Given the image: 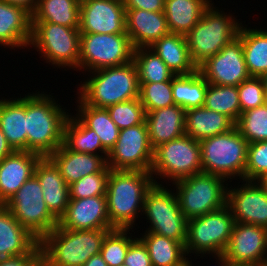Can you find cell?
Wrapping results in <instances>:
<instances>
[{"label":"cell","instance_id":"1","mask_svg":"<svg viewBox=\"0 0 267 266\" xmlns=\"http://www.w3.org/2000/svg\"><path fill=\"white\" fill-rule=\"evenodd\" d=\"M50 93L45 89L26 94L27 151L42 157H48L63 144L64 126L71 110Z\"/></svg>","mask_w":267,"mask_h":266},{"label":"cell","instance_id":"2","mask_svg":"<svg viewBox=\"0 0 267 266\" xmlns=\"http://www.w3.org/2000/svg\"><path fill=\"white\" fill-rule=\"evenodd\" d=\"M154 183L151 172L110 169L106 197L108 217L114 228L136 229L137 220L143 217L146 193Z\"/></svg>","mask_w":267,"mask_h":266},{"label":"cell","instance_id":"3","mask_svg":"<svg viewBox=\"0 0 267 266\" xmlns=\"http://www.w3.org/2000/svg\"><path fill=\"white\" fill-rule=\"evenodd\" d=\"M85 74L88 77L76 85L77 94L74 95L86 105L107 108L139 98L138 72L133 60L120 66L106 67Z\"/></svg>","mask_w":267,"mask_h":266},{"label":"cell","instance_id":"4","mask_svg":"<svg viewBox=\"0 0 267 266\" xmlns=\"http://www.w3.org/2000/svg\"><path fill=\"white\" fill-rule=\"evenodd\" d=\"M113 229L70 230L58 225L40 241L43 265L83 266L100 254L106 234Z\"/></svg>","mask_w":267,"mask_h":266},{"label":"cell","instance_id":"5","mask_svg":"<svg viewBox=\"0 0 267 266\" xmlns=\"http://www.w3.org/2000/svg\"><path fill=\"white\" fill-rule=\"evenodd\" d=\"M221 9L212 1L198 23L185 35L189 55L197 68L238 37L244 21L236 19L235 13H230L232 10Z\"/></svg>","mask_w":267,"mask_h":266},{"label":"cell","instance_id":"6","mask_svg":"<svg viewBox=\"0 0 267 266\" xmlns=\"http://www.w3.org/2000/svg\"><path fill=\"white\" fill-rule=\"evenodd\" d=\"M79 28H68L50 22H32V36L28 51H37L44 63L65 71H79ZM57 69H56V68Z\"/></svg>","mask_w":267,"mask_h":266},{"label":"cell","instance_id":"7","mask_svg":"<svg viewBox=\"0 0 267 266\" xmlns=\"http://www.w3.org/2000/svg\"><path fill=\"white\" fill-rule=\"evenodd\" d=\"M199 142L203 173L221 176L229 182L244 179L249 143L236 126Z\"/></svg>","mask_w":267,"mask_h":266},{"label":"cell","instance_id":"8","mask_svg":"<svg viewBox=\"0 0 267 266\" xmlns=\"http://www.w3.org/2000/svg\"><path fill=\"white\" fill-rule=\"evenodd\" d=\"M156 184L167 185L202 172L200 142L184 134L154 149L150 170ZM160 180V181H159ZM162 180V181H161Z\"/></svg>","mask_w":267,"mask_h":266},{"label":"cell","instance_id":"9","mask_svg":"<svg viewBox=\"0 0 267 266\" xmlns=\"http://www.w3.org/2000/svg\"><path fill=\"white\" fill-rule=\"evenodd\" d=\"M168 185L175 190L180 210L188 220L227 205L229 181L221 176L201 172Z\"/></svg>","mask_w":267,"mask_h":266},{"label":"cell","instance_id":"10","mask_svg":"<svg viewBox=\"0 0 267 266\" xmlns=\"http://www.w3.org/2000/svg\"><path fill=\"white\" fill-rule=\"evenodd\" d=\"M167 186L154 183L147 191L142 214L145 216L142 218L146 219L148 227L144 231L165 236L185 246L188 219L180 210L175 190L171 185Z\"/></svg>","mask_w":267,"mask_h":266},{"label":"cell","instance_id":"11","mask_svg":"<svg viewBox=\"0 0 267 266\" xmlns=\"http://www.w3.org/2000/svg\"><path fill=\"white\" fill-rule=\"evenodd\" d=\"M234 223L233 215L227 205L204 216L188 220L185 244L187 257L192 258L194 255V259L200 256L201 260H206L209 255L223 254Z\"/></svg>","mask_w":267,"mask_h":266},{"label":"cell","instance_id":"12","mask_svg":"<svg viewBox=\"0 0 267 266\" xmlns=\"http://www.w3.org/2000/svg\"><path fill=\"white\" fill-rule=\"evenodd\" d=\"M15 219L39 241L57 225L58 219L49 211L41 184L33 175L4 204Z\"/></svg>","mask_w":267,"mask_h":266},{"label":"cell","instance_id":"13","mask_svg":"<svg viewBox=\"0 0 267 266\" xmlns=\"http://www.w3.org/2000/svg\"><path fill=\"white\" fill-rule=\"evenodd\" d=\"M133 52L128 34L81 33L79 72L85 77V72L126 64Z\"/></svg>","mask_w":267,"mask_h":266},{"label":"cell","instance_id":"14","mask_svg":"<svg viewBox=\"0 0 267 266\" xmlns=\"http://www.w3.org/2000/svg\"><path fill=\"white\" fill-rule=\"evenodd\" d=\"M154 149L149 142L146 121L119 131L115 145L108 152L107 166L112 170L150 172Z\"/></svg>","mask_w":267,"mask_h":266},{"label":"cell","instance_id":"15","mask_svg":"<svg viewBox=\"0 0 267 266\" xmlns=\"http://www.w3.org/2000/svg\"><path fill=\"white\" fill-rule=\"evenodd\" d=\"M237 181V186L229 182L227 191V206L234 222L267 228V191L263 184L258 180Z\"/></svg>","mask_w":267,"mask_h":266},{"label":"cell","instance_id":"16","mask_svg":"<svg viewBox=\"0 0 267 266\" xmlns=\"http://www.w3.org/2000/svg\"><path fill=\"white\" fill-rule=\"evenodd\" d=\"M198 71L209 84L238 86L251 77L248 72L241 40L225 45L217 54L208 58Z\"/></svg>","mask_w":267,"mask_h":266},{"label":"cell","instance_id":"17","mask_svg":"<svg viewBox=\"0 0 267 266\" xmlns=\"http://www.w3.org/2000/svg\"><path fill=\"white\" fill-rule=\"evenodd\" d=\"M267 253V228L235 222L223 255L233 264L263 266Z\"/></svg>","mask_w":267,"mask_h":266},{"label":"cell","instance_id":"18","mask_svg":"<svg viewBox=\"0 0 267 266\" xmlns=\"http://www.w3.org/2000/svg\"><path fill=\"white\" fill-rule=\"evenodd\" d=\"M124 2L117 0H81L80 33L127 34Z\"/></svg>","mask_w":267,"mask_h":266},{"label":"cell","instance_id":"19","mask_svg":"<svg viewBox=\"0 0 267 266\" xmlns=\"http://www.w3.org/2000/svg\"><path fill=\"white\" fill-rule=\"evenodd\" d=\"M58 226L70 230L115 229L108 217L106 195L70 199Z\"/></svg>","mask_w":267,"mask_h":266},{"label":"cell","instance_id":"20","mask_svg":"<svg viewBox=\"0 0 267 266\" xmlns=\"http://www.w3.org/2000/svg\"><path fill=\"white\" fill-rule=\"evenodd\" d=\"M41 158L31 151H13L0 161V204H5L34 175Z\"/></svg>","mask_w":267,"mask_h":266},{"label":"cell","instance_id":"21","mask_svg":"<svg viewBox=\"0 0 267 266\" xmlns=\"http://www.w3.org/2000/svg\"><path fill=\"white\" fill-rule=\"evenodd\" d=\"M31 36L32 14L0 0V47L23 51L29 47Z\"/></svg>","mask_w":267,"mask_h":266},{"label":"cell","instance_id":"22","mask_svg":"<svg viewBox=\"0 0 267 266\" xmlns=\"http://www.w3.org/2000/svg\"><path fill=\"white\" fill-rule=\"evenodd\" d=\"M126 10V33L133 48H149L169 33L164 12L141 9Z\"/></svg>","mask_w":267,"mask_h":266},{"label":"cell","instance_id":"23","mask_svg":"<svg viewBox=\"0 0 267 266\" xmlns=\"http://www.w3.org/2000/svg\"><path fill=\"white\" fill-rule=\"evenodd\" d=\"M107 156L74 152L62 144L48 158L70 185L86 175L101 172L107 166Z\"/></svg>","mask_w":267,"mask_h":266},{"label":"cell","instance_id":"24","mask_svg":"<svg viewBox=\"0 0 267 266\" xmlns=\"http://www.w3.org/2000/svg\"><path fill=\"white\" fill-rule=\"evenodd\" d=\"M34 175L41 184L43 198L49 211L59 220L65 214L70 200L69 185L48 157L39 160Z\"/></svg>","mask_w":267,"mask_h":266},{"label":"cell","instance_id":"25","mask_svg":"<svg viewBox=\"0 0 267 266\" xmlns=\"http://www.w3.org/2000/svg\"><path fill=\"white\" fill-rule=\"evenodd\" d=\"M19 95L0 96V129L14 151H27L26 94Z\"/></svg>","mask_w":267,"mask_h":266},{"label":"cell","instance_id":"26","mask_svg":"<svg viewBox=\"0 0 267 266\" xmlns=\"http://www.w3.org/2000/svg\"><path fill=\"white\" fill-rule=\"evenodd\" d=\"M185 113L186 110L176 104L146 112L145 121L153 149L185 134Z\"/></svg>","mask_w":267,"mask_h":266},{"label":"cell","instance_id":"27","mask_svg":"<svg viewBox=\"0 0 267 266\" xmlns=\"http://www.w3.org/2000/svg\"><path fill=\"white\" fill-rule=\"evenodd\" d=\"M39 240L0 204V259L28 254Z\"/></svg>","mask_w":267,"mask_h":266},{"label":"cell","instance_id":"28","mask_svg":"<svg viewBox=\"0 0 267 266\" xmlns=\"http://www.w3.org/2000/svg\"><path fill=\"white\" fill-rule=\"evenodd\" d=\"M177 75H190L198 68L189 55L185 35L168 33L149 47Z\"/></svg>","mask_w":267,"mask_h":266},{"label":"cell","instance_id":"29","mask_svg":"<svg viewBox=\"0 0 267 266\" xmlns=\"http://www.w3.org/2000/svg\"><path fill=\"white\" fill-rule=\"evenodd\" d=\"M234 126L227 116L204 106L185 113L184 132L197 141L228 132Z\"/></svg>","mask_w":267,"mask_h":266},{"label":"cell","instance_id":"30","mask_svg":"<svg viewBox=\"0 0 267 266\" xmlns=\"http://www.w3.org/2000/svg\"><path fill=\"white\" fill-rule=\"evenodd\" d=\"M213 0H165L164 15L170 33L186 35Z\"/></svg>","mask_w":267,"mask_h":266},{"label":"cell","instance_id":"31","mask_svg":"<svg viewBox=\"0 0 267 266\" xmlns=\"http://www.w3.org/2000/svg\"><path fill=\"white\" fill-rule=\"evenodd\" d=\"M242 24L238 38L242 42L243 54L251 76L262 77L267 73V29L253 28ZM248 27V28H247Z\"/></svg>","mask_w":267,"mask_h":266},{"label":"cell","instance_id":"32","mask_svg":"<svg viewBox=\"0 0 267 266\" xmlns=\"http://www.w3.org/2000/svg\"><path fill=\"white\" fill-rule=\"evenodd\" d=\"M142 233L138 237L148 249L152 266H187L188 257L182 243L159 234Z\"/></svg>","mask_w":267,"mask_h":266},{"label":"cell","instance_id":"33","mask_svg":"<svg viewBox=\"0 0 267 266\" xmlns=\"http://www.w3.org/2000/svg\"><path fill=\"white\" fill-rule=\"evenodd\" d=\"M75 115L99 136L102 146L109 152L119 137L120 129L111 119L107 108L86 105L78 96Z\"/></svg>","mask_w":267,"mask_h":266},{"label":"cell","instance_id":"34","mask_svg":"<svg viewBox=\"0 0 267 266\" xmlns=\"http://www.w3.org/2000/svg\"><path fill=\"white\" fill-rule=\"evenodd\" d=\"M70 112L64 126L63 144L74 152L108 155L99 136L88 128L76 115ZM74 114V115H73Z\"/></svg>","mask_w":267,"mask_h":266},{"label":"cell","instance_id":"35","mask_svg":"<svg viewBox=\"0 0 267 266\" xmlns=\"http://www.w3.org/2000/svg\"><path fill=\"white\" fill-rule=\"evenodd\" d=\"M81 0H38L32 22H50L79 28Z\"/></svg>","mask_w":267,"mask_h":266},{"label":"cell","instance_id":"36","mask_svg":"<svg viewBox=\"0 0 267 266\" xmlns=\"http://www.w3.org/2000/svg\"><path fill=\"white\" fill-rule=\"evenodd\" d=\"M208 82L197 70L190 75H177L172 79V94L176 105L185 110L203 107Z\"/></svg>","mask_w":267,"mask_h":266},{"label":"cell","instance_id":"37","mask_svg":"<svg viewBox=\"0 0 267 266\" xmlns=\"http://www.w3.org/2000/svg\"><path fill=\"white\" fill-rule=\"evenodd\" d=\"M133 62L137 68L139 83L172 81L176 76L150 48H135Z\"/></svg>","mask_w":267,"mask_h":266},{"label":"cell","instance_id":"38","mask_svg":"<svg viewBox=\"0 0 267 266\" xmlns=\"http://www.w3.org/2000/svg\"><path fill=\"white\" fill-rule=\"evenodd\" d=\"M204 107L227 116L236 124L241 114L237 86L208 83Z\"/></svg>","mask_w":267,"mask_h":266},{"label":"cell","instance_id":"39","mask_svg":"<svg viewBox=\"0 0 267 266\" xmlns=\"http://www.w3.org/2000/svg\"><path fill=\"white\" fill-rule=\"evenodd\" d=\"M134 230L136 231L134 232ZM131 232H134V234ZM137 232V229L115 228L106 234L102 242L100 255L108 266L124 265L129 246L138 237V234L135 235Z\"/></svg>","mask_w":267,"mask_h":266},{"label":"cell","instance_id":"40","mask_svg":"<svg viewBox=\"0 0 267 266\" xmlns=\"http://www.w3.org/2000/svg\"><path fill=\"white\" fill-rule=\"evenodd\" d=\"M235 126L248 143L267 141V105L242 112Z\"/></svg>","mask_w":267,"mask_h":266},{"label":"cell","instance_id":"41","mask_svg":"<svg viewBox=\"0 0 267 266\" xmlns=\"http://www.w3.org/2000/svg\"><path fill=\"white\" fill-rule=\"evenodd\" d=\"M139 85V99L146 112L175 104L172 94V81L139 83Z\"/></svg>","mask_w":267,"mask_h":266},{"label":"cell","instance_id":"42","mask_svg":"<svg viewBox=\"0 0 267 266\" xmlns=\"http://www.w3.org/2000/svg\"><path fill=\"white\" fill-rule=\"evenodd\" d=\"M107 110L120 130L140 125L146 120V111L139 98L110 105Z\"/></svg>","mask_w":267,"mask_h":266},{"label":"cell","instance_id":"43","mask_svg":"<svg viewBox=\"0 0 267 266\" xmlns=\"http://www.w3.org/2000/svg\"><path fill=\"white\" fill-rule=\"evenodd\" d=\"M110 168L106 166L101 172L86 175L69 185L70 199H82L106 195Z\"/></svg>","mask_w":267,"mask_h":266},{"label":"cell","instance_id":"44","mask_svg":"<svg viewBox=\"0 0 267 266\" xmlns=\"http://www.w3.org/2000/svg\"><path fill=\"white\" fill-rule=\"evenodd\" d=\"M241 113L265 104V85L262 77L251 76L237 86Z\"/></svg>","mask_w":267,"mask_h":266},{"label":"cell","instance_id":"45","mask_svg":"<svg viewBox=\"0 0 267 266\" xmlns=\"http://www.w3.org/2000/svg\"><path fill=\"white\" fill-rule=\"evenodd\" d=\"M267 176V141L249 143L245 180H258Z\"/></svg>","mask_w":267,"mask_h":266},{"label":"cell","instance_id":"46","mask_svg":"<svg viewBox=\"0 0 267 266\" xmlns=\"http://www.w3.org/2000/svg\"><path fill=\"white\" fill-rule=\"evenodd\" d=\"M124 266H152L148 249L139 237L130 244Z\"/></svg>","mask_w":267,"mask_h":266},{"label":"cell","instance_id":"47","mask_svg":"<svg viewBox=\"0 0 267 266\" xmlns=\"http://www.w3.org/2000/svg\"><path fill=\"white\" fill-rule=\"evenodd\" d=\"M41 260V247L38 243L28 254L0 259V266H37Z\"/></svg>","mask_w":267,"mask_h":266},{"label":"cell","instance_id":"48","mask_svg":"<svg viewBox=\"0 0 267 266\" xmlns=\"http://www.w3.org/2000/svg\"><path fill=\"white\" fill-rule=\"evenodd\" d=\"M165 0H124L125 9H141L153 12L164 11Z\"/></svg>","mask_w":267,"mask_h":266},{"label":"cell","instance_id":"49","mask_svg":"<svg viewBox=\"0 0 267 266\" xmlns=\"http://www.w3.org/2000/svg\"><path fill=\"white\" fill-rule=\"evenodd\" d=\"M215 258V259H214ZM212 259H214L215 260V265L214 266H234L223 254H221V255H209V261L211 260L212 261V263H213V261L214 260H212ZM207 261H205V262H203L204 263V265L202 264H195V263H193V261H192V259H191V257L190 258H188V262H187V266H205V263H206ZM210 266H212L211 264H209ZM207 266V265H206Z\"/></svg>","mask_w":267,"mask_h":266},{"label":"cell","instance_id":"50","mask_svg":"<svg viewBox=\"0 0 267 266\" xmlns=\"http://www.w3.org/2000/svg\"><path fill=\"white\" fill-rule=\"evenodd\" d=\"M11 5L20 6L26 9L31 14L35 11L38 0H2Z\"/></svg>","mask_w":267,"mask_h":266},{"label":"cell","instance_id":"51","mask_svg":"<svg viewBox=\"0 0 267 266\" xmlns=\"http://www.w3.org/2000/svg\"><path fill=\"white\" fill-rule=\"evenodd\" d=\"M14 150L8 144L5 135L0 129V161L10 155Z\"/></svg>","mask_w":267,"mask_h":266},{"label":"cell","instance_id":"52","mask_svg":"<svg viewBox=\"0 0 267 266\" xmlns=\"http://www.w3.org/2000/svg\"><path fill=\"white\" fill-rule=\"evenodd\" d=\"M83 266H108L100 254L92 256Z\"/></svg>","mask_w":267,"mask_h":266},{"label":"cell","instance_id":"53","mask_svg":"<svg viewBox=\"0 0 267 266\" xmlns=\"http://www.w3.org/2000/svg\"><path fill=\"white\" fill-rule=\"evenodd\" d=\"M262 79L264 81V85H265V91L267 93V73H265L263 76H262Z\"/></svg>","mask_w":267,"mask_h":266},{"label":"cell","instance_id":"54","mask_svg":"<svg viewBox=\"0 0 267 266\" xmlns=\"http://www.w3.org/2000/svg\"><path fill=\"white\" fill-rule=\"evenodd\" d=\"M260 181L263 184L265 190L267 191V176L262 178Z\"/></svg>","mask_w":267,"mask_h":266},{"label":"cell","instance_id":"55","mask_svg":"<svg viewBox=\"0 0 267 266\" xmlns=\"http://www.w3.org/2000/svg\"><path fill=\"white\" fill-rule=\"evenodd\" d=\"M263 266H267V253H266V258H265V261L263 263Z\"/></svg>","mask_w":267,"mask_h":266},{"label":"cell","instance_id":"56","mask_svg":"<svg viewBox=\"0 0 267 266\" xmlns=\"http://www.w3.org/2000/svg\"><path fill=\"white\" fill-rule=\"evenodd\" d=\"M265 104L267 105V93L265 94Z\"/></svg>","mask_w":267,"mask_h":266},{"label":"cell","instance_id":"57","mask_svg":"<svg viewBox=\"0 0 267 266\" xmlns=\"http://www.w3.org/2000/svg\"><path fill=\"white\" fill-rule=\"evenodd\" d=\"M37 266H44L41 262H39L38 264H37Z\"/></svg>","mask_w":267,"mask_h":266}]
</instances>
